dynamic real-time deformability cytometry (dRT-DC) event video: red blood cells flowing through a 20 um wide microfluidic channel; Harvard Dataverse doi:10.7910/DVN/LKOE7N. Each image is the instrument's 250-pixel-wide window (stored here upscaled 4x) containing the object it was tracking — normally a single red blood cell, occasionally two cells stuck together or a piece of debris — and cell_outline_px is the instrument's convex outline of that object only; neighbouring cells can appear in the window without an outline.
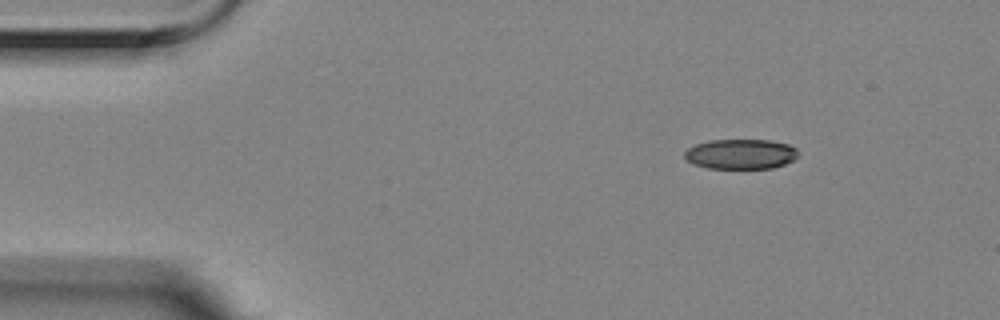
{"species": "Egyptian fruit bat (a non-hibernating species)", "species_latin": "Rousettus aegyptiacus", "temperature_condition": "room temperature", "stored_images_in_passage": 3, "camera_frame_rate_fps": 3000, "um_per_image_px": 0.085, "animal": {"sex": "female"}, "frame": {"image": 1, "passage_image": 1, "time_ms": 0.0, "image_size_px": [1000, 320], "cell_outline_px": [[800, 156], [796, 160], [772, 168], [708, 168], [692, 164], [684, 156], [684, 152], [688, 148], [696, 144], [712, 140], [768, 140], [788, 144], [796, 148], [800, 152]], "centroid_in_image_um": [63.01, 13.1], "position_along_channel_um": 22.0, "area_um2": 20.0}}